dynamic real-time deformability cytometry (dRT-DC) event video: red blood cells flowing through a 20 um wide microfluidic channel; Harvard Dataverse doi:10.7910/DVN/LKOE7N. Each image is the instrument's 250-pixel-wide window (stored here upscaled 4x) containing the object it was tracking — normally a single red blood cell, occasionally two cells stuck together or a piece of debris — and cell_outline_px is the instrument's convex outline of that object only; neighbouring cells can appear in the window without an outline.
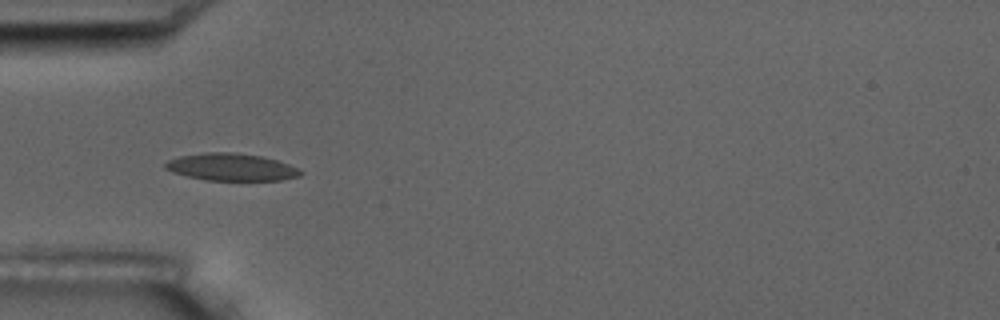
{"species": "common noctule bat (a hibernating species)", "species_latin": "Nyctalus noctula", "temperature_condition": "room temperature", "stored_images_in_passage": 17, "camera_frame_rate_fps": 3000, "um_per_image_px": 0.085, "animal": {"sex": "male", "body_mass_g": 17.5, "forearm_length_mm": 52.3}, "frame": {"image": 1, "passage_image": 6, "time_ms": 5.667, "image_size_px": [1000, 320], "cell_outline_px": [[304, 172], [300, 176], [280, 180], [204, 180], [172, 172], [164, 168], [164, 164], [168, 160], [180, 156], [204, 152], [232, 152], [260, 156], [276, 160], [288, 164]], "centroid_in_image_um": [19.63, 14.2], "position_along_channel_um": 65.4, "area_um2": 21.39}}
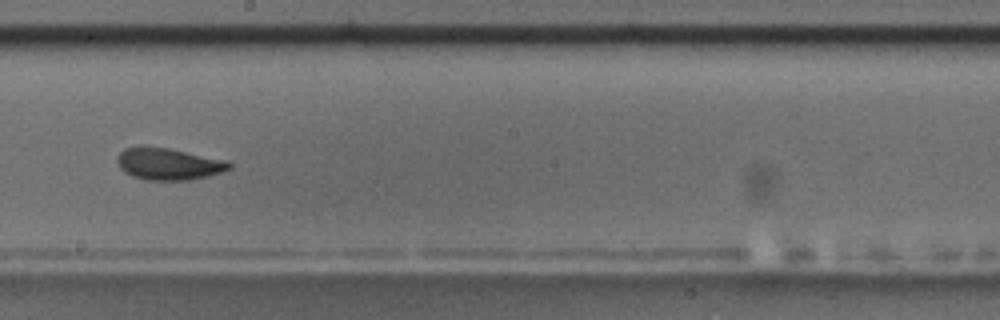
{"frame": {"image": 2, "passage_image": 10, "time_ms": 10.333, "image_size_px": [1000, 320], "cell_outline_px": [[232, 168], [224, 172], [208, 176], [188, 180], [148, 180], [132, 176], [124, 172], [120, 168], [116, 160], [116, 156], [124, 148], [140, 144], [168, 148], [228, 160], [232, 164]], "centroid_in_image_um": [14.31, 13.91], "position_along_channel_um": 233.9, "area_um2": 21.33}, "authors_computed_cell_mechanics": {"area_um2": 20.4612, "velocity_mm_per_s": 3.6364, "shape_relaxation_time_tau1_ms": 2.4714, "shape_relaxation_time_tau2_ms": 2.706, "deformation_change_tau1": 0.0944, "deformation_change_tau2": 0.0586}}